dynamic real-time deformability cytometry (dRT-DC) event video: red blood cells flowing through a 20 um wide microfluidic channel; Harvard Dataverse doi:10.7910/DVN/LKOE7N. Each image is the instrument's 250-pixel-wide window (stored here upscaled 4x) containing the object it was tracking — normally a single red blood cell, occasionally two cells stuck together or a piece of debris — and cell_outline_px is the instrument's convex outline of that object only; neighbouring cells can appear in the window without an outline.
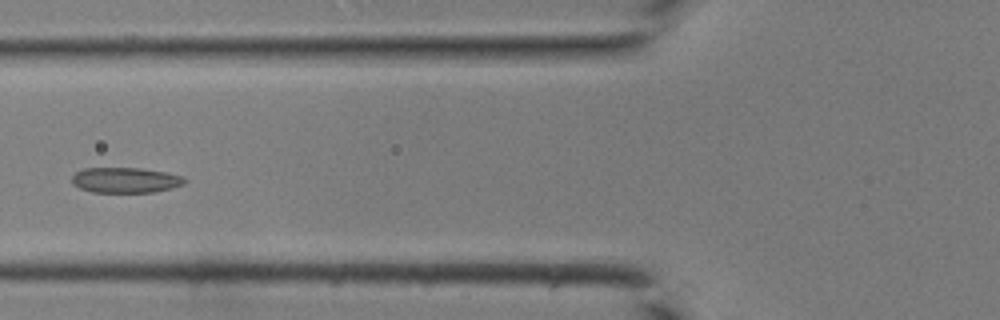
{"species": "common noctule bat (a hibernating species)", "species_latin": "Nyctalus noctula", "temperature_condition": "room temperature", "stored_images_in_passage": 41, "camera_frame_rate_fps": 3000, "um_per_image_px": 0.085, "animal": {"sex": "male", "body_mass_g": 19.0, "forearm_length_mm": 50.8}, "frame": {"image": 1, "passage_image": 16, "time_ms": 5.0, "image_size_px": [1000, 320], "cell_outline_px": [[188, 180], [184, 184], [152, 192], [92, 192], [80, 188], [72, 184], [72, 176], [76, 172], [84, 168], [140, 168], [164, 172], [184, 176]], "centroid_in_image_um": [10.65, 15.3], "position_along_channel_um": 115.2, "area_um2": 16.59}}
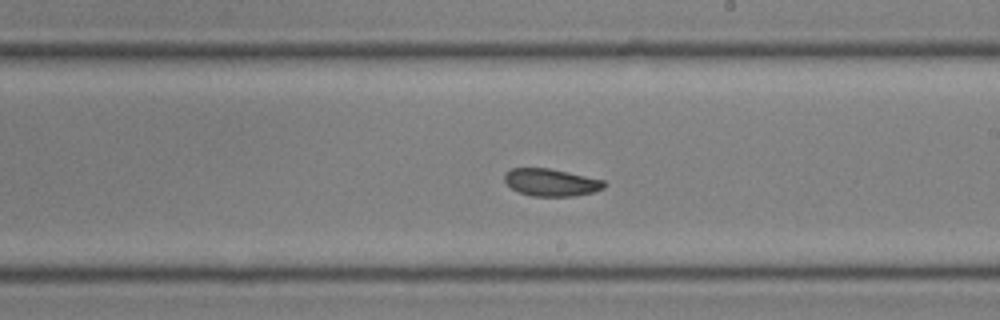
{"frame": {"image": 2, "passage_image": 24, "time_ms": 7.667, "image_size_px": [1000, 320], "cell_outline_px": [[608, 184], [604, 188], [592, 192], [572, 196], [532, 196], [520, 192], [512, 188], [504, 180], [504, 172], [512, 168], [548, 168], [568, 172], [604, 180]], "centroid_in_image_um": [46.85, 15.5], "position_along_channel_um": 242.2, "area_um2": 15.84}}
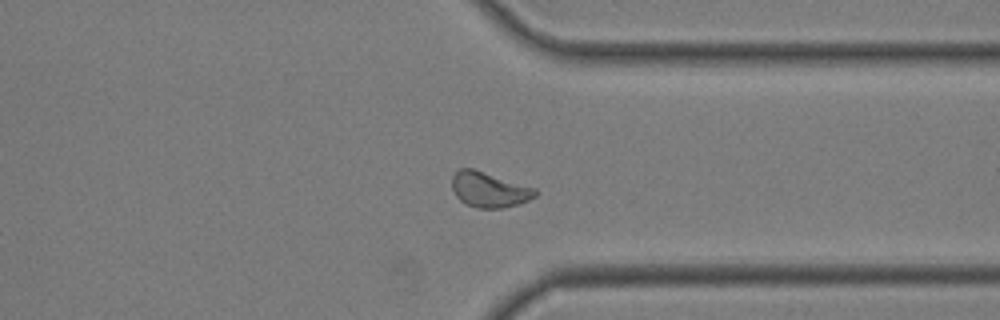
{"frame": {"image": 3, "passage_image": 32, "time_ms": 10.333, "image_size_px": [1000, 320], "cell_outline_px": [[540, 192], [536, 196], [528, 200], [504, 208], [476, 208], [464, 204], [456, 196], [452, 188], [452, 176], [460, 168], [472, 168], [536, 188]], "centroid_in_image_um": [41.58, 16.13], "position_along_channel_um": 369.8, "area_um2": 17.17}}